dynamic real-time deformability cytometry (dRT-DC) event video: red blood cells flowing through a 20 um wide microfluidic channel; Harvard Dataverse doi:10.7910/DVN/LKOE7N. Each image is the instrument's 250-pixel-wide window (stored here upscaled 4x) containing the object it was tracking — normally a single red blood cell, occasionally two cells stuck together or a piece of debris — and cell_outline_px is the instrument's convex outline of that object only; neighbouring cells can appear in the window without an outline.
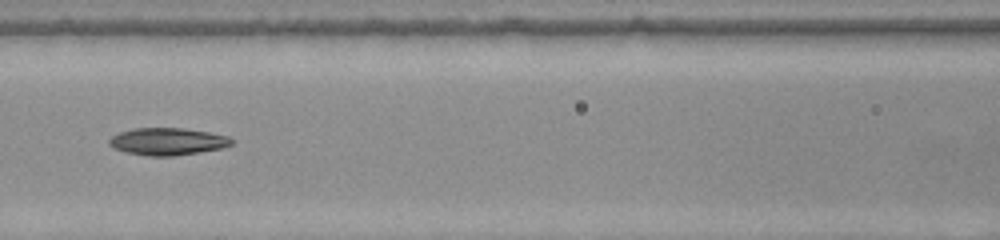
{"species": "common noctule bat (a hibernating species)", "species_latin": "Nyctalus noctula", "temperature_condition": "warm", "stored_images_in_passage": 50, "segment_of_instrument_passage": [1, 2], "camera_frame_rate_fps": 3000, "um_per_image_px": 0.085, "animal": {"sex": "female", "body_mass_g": 22.0, "forearm_length_mm": 56.7}, "frame": {"image": 1, "passage_image": 22, "time_ms": 7.0, "image_size_px": [1000, 240], "cell_outline_px": [[232, 144], [224, 148], [200, 152], [172, 156], [148, 156], [128, 152], [112, 148], [108, 144], [108, 140], [112, 136], [120, 132], [132, 128], [184, 128], [208, 132], [228, 136], [232, 140]], "centroid_in_image_um": [14.23, 12.02], "position_along_channel_um": 152.4, "area_um2": 19.48}}
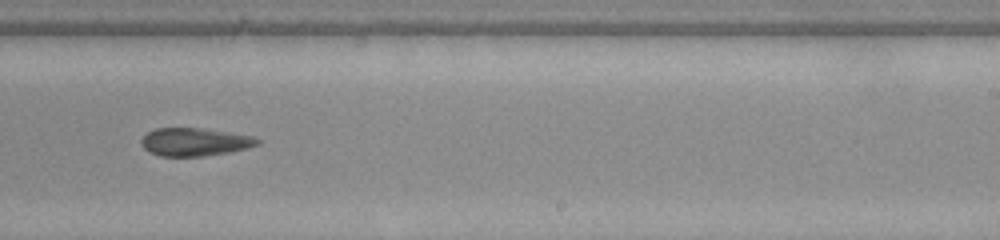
{"frame": {"image": 2, "passage_image": 31, "time_ms": 10.0, "image_size_px": [1000, 240], "cell_outline_px": [[260, 144], [248, 148], [228, 152], [204, 156], [160, 156], [148, 152], [144, 148], [140, 140], [148, 132], [156, 128], [200, 128], [252, 136], [260, 140]], "centroid_in_image_um": [16.54, 12.07], "position_along_channel_um": 272.5, "area_um2": 18.84}}
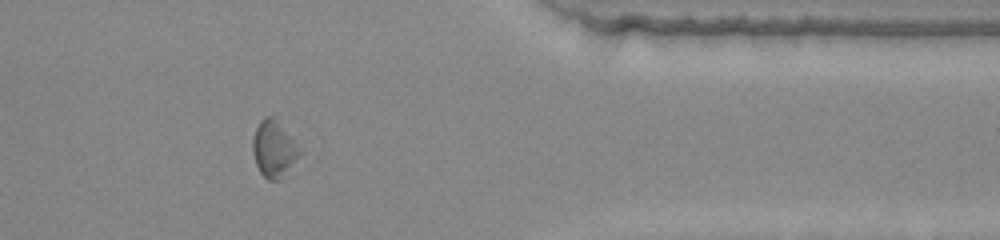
{"frame": {"image": 3, "passage_image": 41, "time_ms": 13.333, "image_size_px": [1000, 240], "cell_outline_px": [[304, 152], [280, 180], [268, 180], [260, 172], [256, 164], [252, 152], [252, 140], [256, 128], [260, 120], [264, 116], [276, 116]], "centroid_in_image_um": [23.31, 12.63], "position_along_channel_um": 388.1, "area_um2": 15.95}}